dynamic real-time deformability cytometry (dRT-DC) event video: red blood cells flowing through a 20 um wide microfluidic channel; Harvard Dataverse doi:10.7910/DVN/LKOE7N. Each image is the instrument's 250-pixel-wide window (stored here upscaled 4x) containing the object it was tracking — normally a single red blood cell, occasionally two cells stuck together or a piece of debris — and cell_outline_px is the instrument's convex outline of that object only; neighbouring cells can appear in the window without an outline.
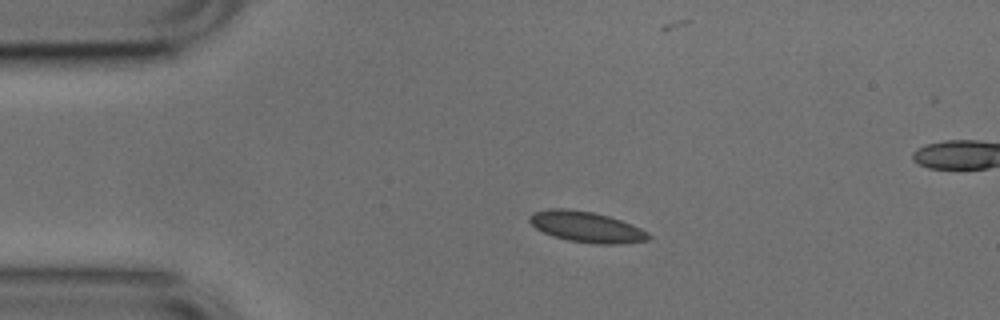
{"species": "common noctule bat (a hibernating species)", "species_latin": "Nyctalus noctula", "temperature_condition": "cold", "stored_images_in_passage": 3, "segment_of_instrument_passage": [1, 2], "camera_frame_rate_fps": 3000, "um_per_image_px": 0.085, "animal": {"sex": "male", "body_mass_g": 17.9, "forearm_length_mm": 54.2}, "frame": {"image": 1, "passage_image": 1, "time_ms": 0.0, "image_size_px": [1000, 320], "cell_outline_px": [[652, 236], [648, 240], [624, 244], [596, 244], [568, 240], [552, 236], [536, 228], [528, 220], [528, 216], [532, 212], [548, 208], [568, 208], [592, 212], [608, 216], [632, 224], [648, 232]], "centroid_in_image_um": [49.84, 19.28], "position_along_channel_um": 35.2, "area_um2": 21.5}}